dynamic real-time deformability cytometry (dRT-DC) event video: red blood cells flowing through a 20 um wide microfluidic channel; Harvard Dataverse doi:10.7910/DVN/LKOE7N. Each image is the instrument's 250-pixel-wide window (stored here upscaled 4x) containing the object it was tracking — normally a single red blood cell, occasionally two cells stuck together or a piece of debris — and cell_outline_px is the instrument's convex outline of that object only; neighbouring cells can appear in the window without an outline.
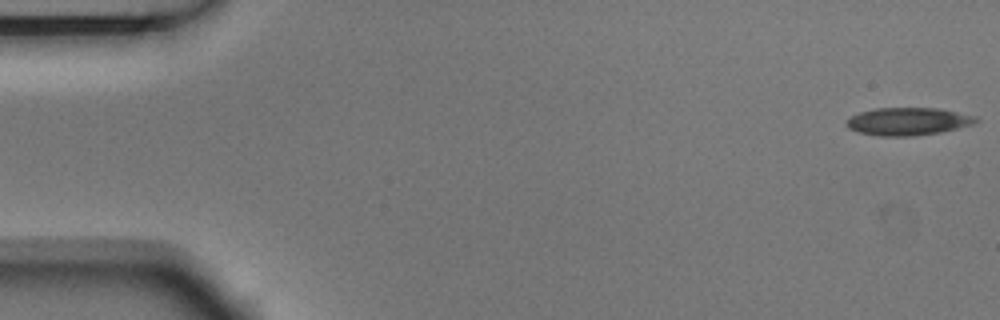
{"species": "Egyptian fruit bat (a non-hibernating species)", "species_latin": "Rousettus aegyptiacus", "temperature_condition": "room temperature", "stored_images_in_passage": 4, "camera_frame_rate_fps": 3000, "um_per_image_px": 0.085, "animal": {"sex": "male"}, "frame": {"image": 1, "passage_image": 1, "time_ms": 0.0, "image_size_px": [1000, 320], "cell_outline_px": [[980, 120], [972, 124], [940, 132], [912, 136], [880, 136], [860, 132], [848, 128], [844, 124], [852, 116], [860, 112], [876, 108], [936, 108], [976, 116]], "centroid_in_image_um": [77.17, 10.32], "position_along_channel_um": 7.8, "area_um2": 20.63}}